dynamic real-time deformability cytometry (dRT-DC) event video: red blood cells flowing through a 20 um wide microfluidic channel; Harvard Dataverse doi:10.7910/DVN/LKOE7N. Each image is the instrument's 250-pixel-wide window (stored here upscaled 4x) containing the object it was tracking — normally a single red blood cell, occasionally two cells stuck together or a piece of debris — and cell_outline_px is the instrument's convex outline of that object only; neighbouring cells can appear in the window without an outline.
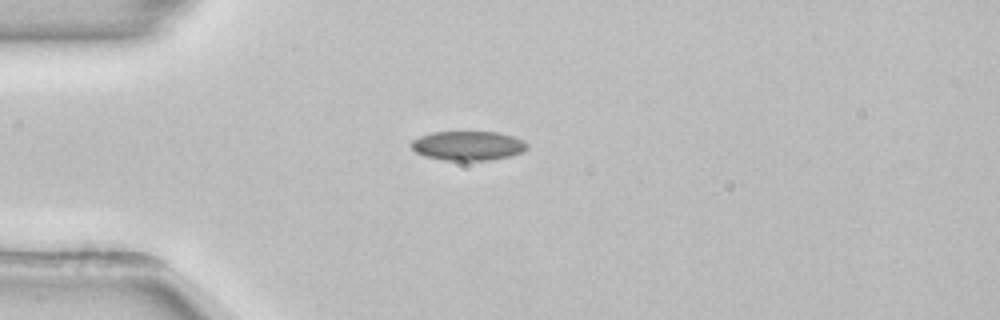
{"species": "common noctule bat (a hibernating species)", "species_latin": "Nyctalus noctula", "temperature_condition": "room temperature", "stored_images_in_passage": 40, "camera_frame_rate_fps": 3000, "um_per_image_px": 0.085, "animal": {"sex": "female", "body_mass_g": 22.7, "forearm_length_mm": 54.2}, "frame": {"image": 1, "passage_image": 1, "time_ms": 0.0, "image_size_px": [1000, 320], "cell_outline_px": [[528, 148], [524, 152], [508, 156], [488, 160], [444, 160], [424, 156], [416, 152], [408, 144], [412, 140], [420, 136], [432, 132], [496, 132], [512, 136], [524, 140], [528, 144]], "centroid_in_image_um": [39.77, 12.38], "position_along_channel_um": 45.2, "area_um2": 19.83}}
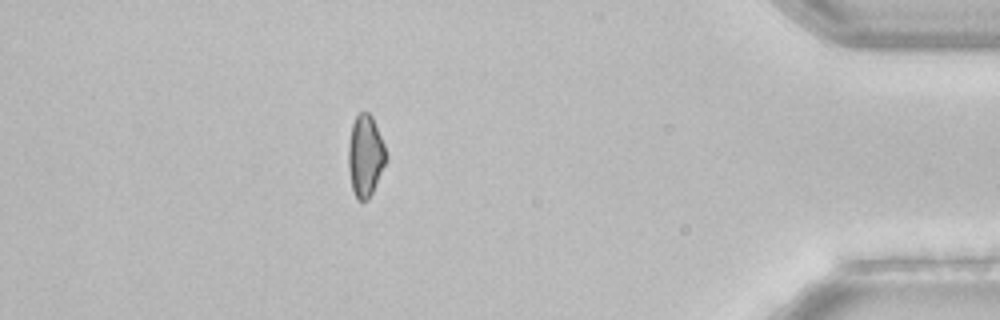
{"frame": {"image": 2, "passage_image": 34, "time_ms": 11.0, "image_size_px": [1000, 320], "cell_outline_px": [[388, 160], [368, 200], [356, 200], [352, 188], [348, 168], [348, 144], [352, 124], [356, 116], [360, 112], [368, 112], [372, 116], [384, 144], [388, 156]], "centroid_in_image_um": [31.06, 13.25], "position_along_channel_um": 404.1, "area_um2": 18.09}}